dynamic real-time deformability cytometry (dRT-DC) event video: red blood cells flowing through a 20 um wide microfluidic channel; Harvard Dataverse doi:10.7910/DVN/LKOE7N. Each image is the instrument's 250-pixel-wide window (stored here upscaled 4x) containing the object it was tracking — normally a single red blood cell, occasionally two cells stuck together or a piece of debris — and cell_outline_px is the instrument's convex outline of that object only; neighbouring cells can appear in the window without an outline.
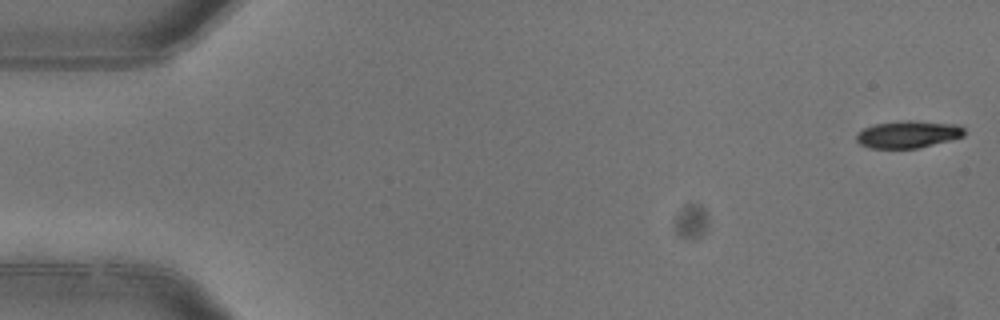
{"species": "common noctule bat (a hibernating species)", "species_latin": "Nyctalus noctula", "temperature_condition": "warm", "stored_images_in_passage": 3, "camera_frame_rate_fps": 3000, "um_per_image_px": 0.085, "animal": {"sex": "female"}, "frame": {"image": 1, "passage_image": 1, "time_ms": 0.0, "image_size_px": [1000, 320], "cell_outline_px": [[964, 136], [916, 148], [868, 148], [860, 144], [856, 140], [856, 136], [864, 128], [872, 124], [900, 120], [916, 120], [960, 124], [964, 128]], "centroid_in_image_um": [77.18, 11.39], "position_along_channel_um": 7.8, "area_um2": 17.22}}